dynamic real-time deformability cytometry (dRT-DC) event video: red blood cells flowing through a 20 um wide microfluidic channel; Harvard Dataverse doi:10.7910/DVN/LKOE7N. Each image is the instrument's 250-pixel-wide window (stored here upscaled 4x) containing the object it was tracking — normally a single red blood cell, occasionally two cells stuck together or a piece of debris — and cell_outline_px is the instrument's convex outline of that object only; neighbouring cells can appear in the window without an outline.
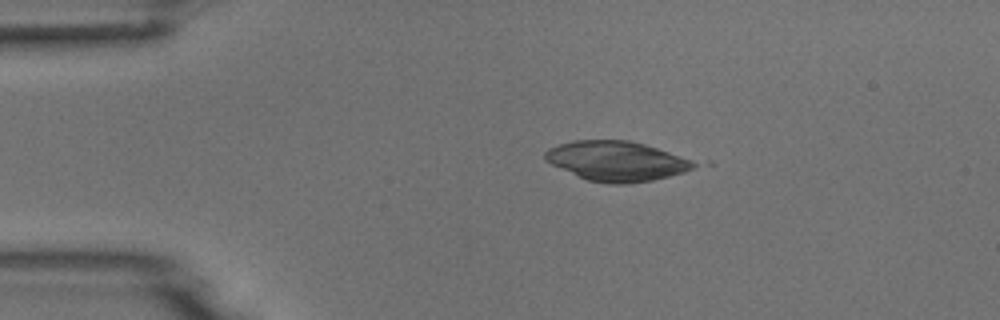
{"species": "common noctule bat (a hibernating species)", "species_latin": "Nyctalus noctula", "temperature_condition": "room temperature", "stored_images_in_passage": 2, "camera_frame_rate_fps": 3000, "um_per_image_px": 0.085, "animal": {"sex": "male", "body_mass_g": 18.8}, "frame": {"image": 1, "passage_image": 1, "time_ms": 0.0, "image_size_px": [1000, 320], "cell_outline_px": [[700, 164], [684, 172], [652, 180], [628, 184], [608, 184], [588, 180], [560, 168], [544, 160], [544, 152], [548, 148], [572, 140], [628, 140], [644, 144], [692, 160]], "centroid_in_image_um": [52.38, 13.69], "position_along_channel_um": 32.6, "area_um2": 34.28}}